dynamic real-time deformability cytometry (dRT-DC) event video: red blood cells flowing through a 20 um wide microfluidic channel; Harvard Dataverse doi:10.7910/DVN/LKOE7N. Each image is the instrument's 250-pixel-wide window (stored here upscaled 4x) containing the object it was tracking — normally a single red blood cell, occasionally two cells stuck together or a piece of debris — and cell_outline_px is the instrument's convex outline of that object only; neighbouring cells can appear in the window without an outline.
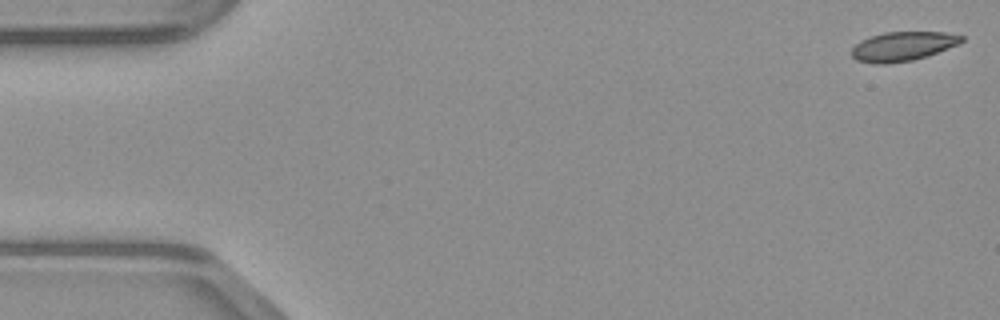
{"species": "common noctule bat (a hibernating species)", "species_latin": "Nyctalus noctula", "temperature_condition": "warm", "stored_images_in_passage": 48, "camera_frame_rate_fps": 3000, "um_per_image_px": 0.085, "animal": {"sex": "male", "body_mass_g": 23.1, "forearm_length_mm": 52.7}, "frame": {"image": 1, "passage_image": 1, "time_ms": 0.0, "image_size_px": [1000, 320], "cell_outline_px": [[964, 40], [960, 44], [928, 56], [912, 60], [888, 64], [872, 64], [856, 60], [852, 56], [852, 48], [860, 40], [884, 32], [944, 32], [964, 36]], "centroid_in_image_um": [76.75, 3.94], "position_along_channel_um": 8.3, "area_um2": 18.9}}
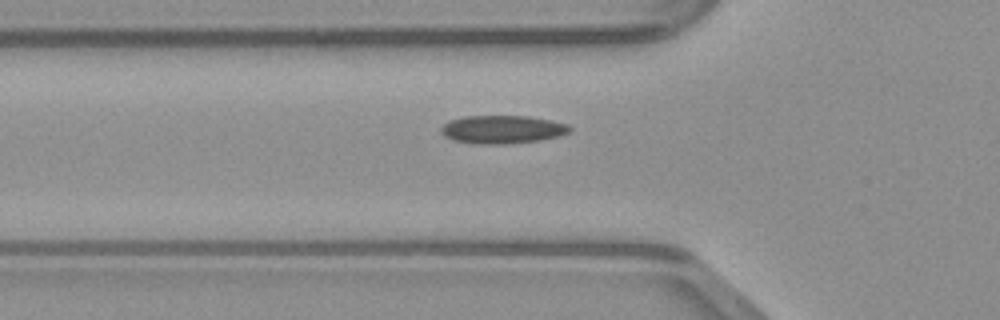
{"frame": {"image": 2, "passage_image": 16, "time_ms": 5.0, "image_size_px": [1000, 320], "cell_outline_px": [[572, 128], [568, 132], [560, 136], [540, 140], [508, 144], [476, 144], [456, 140], [444, 136], [440, 128], [444, 124], [452, 120], [464, 116], [528, 116], [552, 120], [568, 124]], "centroid_in_image_um": [42.74, 11.0], "position_along_channel_um": 83.1, "area_um2": 21.1}}
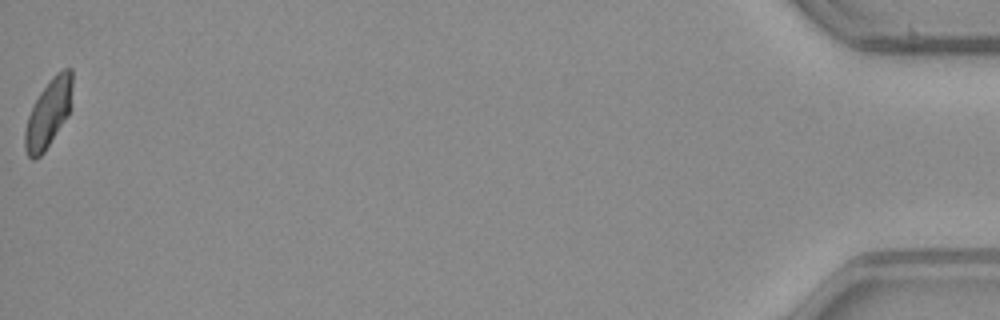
{"frame": {"image": 3, "passage_image": 48, "time_ms": 15.667, "image_size_px": [1000, 320], "cell_outline_px": [[72, 84], [68, 116], [44, 152], [40, 156], [32, 160], [28, 156], [24, 148], [24, 132], [28, 116], [40, 92], [52, 76], [56, 72], [64, 68], [72, 68]], "centroid_in_image_um": [4.1, 9.63], "position_along_channel_um": 431.1, "area_um2": 18.67}}